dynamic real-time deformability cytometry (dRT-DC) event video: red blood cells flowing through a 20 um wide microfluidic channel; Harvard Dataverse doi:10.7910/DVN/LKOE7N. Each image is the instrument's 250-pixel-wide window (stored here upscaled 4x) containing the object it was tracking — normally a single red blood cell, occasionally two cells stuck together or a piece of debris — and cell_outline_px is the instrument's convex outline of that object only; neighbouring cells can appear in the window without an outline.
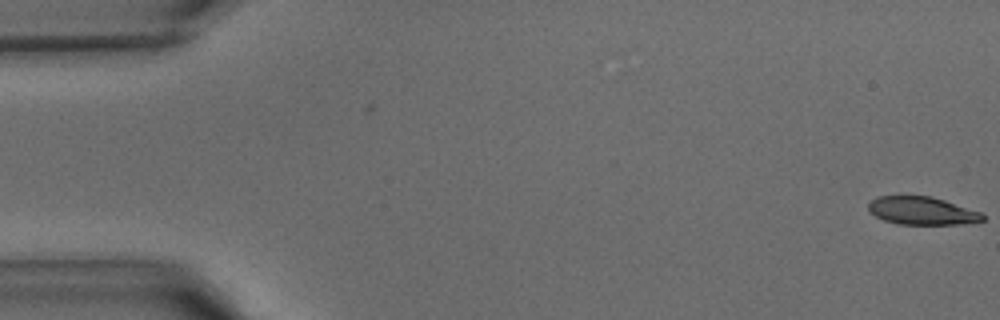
{"species": "common noctule bat (a hibernating species)", "species_latin": "Nyctalus noctula", "temperature_condition": "warm", "stored_images_in_passage": 2, "camera_frame_rate_fps": 3000, "um_per_image_px": 0.085, "animal": {"sex": "male", "body_mass_g": 15.6}, "frame": {"image": 1, "passage_image": 2, "time_ms": 0.333, "image_size_px": [1000, 320], "cell_outline_px": [[984, 220], [964, 224], [900, 224], [884, 220], [876, 216], [868, 208], [868, 204], [876, 196], [932, 196], [984, 212]], "centroid_in_image_um": [78.43, 17.91], "position_along_channel_um": 6.6, "area_um2": 18.67}}